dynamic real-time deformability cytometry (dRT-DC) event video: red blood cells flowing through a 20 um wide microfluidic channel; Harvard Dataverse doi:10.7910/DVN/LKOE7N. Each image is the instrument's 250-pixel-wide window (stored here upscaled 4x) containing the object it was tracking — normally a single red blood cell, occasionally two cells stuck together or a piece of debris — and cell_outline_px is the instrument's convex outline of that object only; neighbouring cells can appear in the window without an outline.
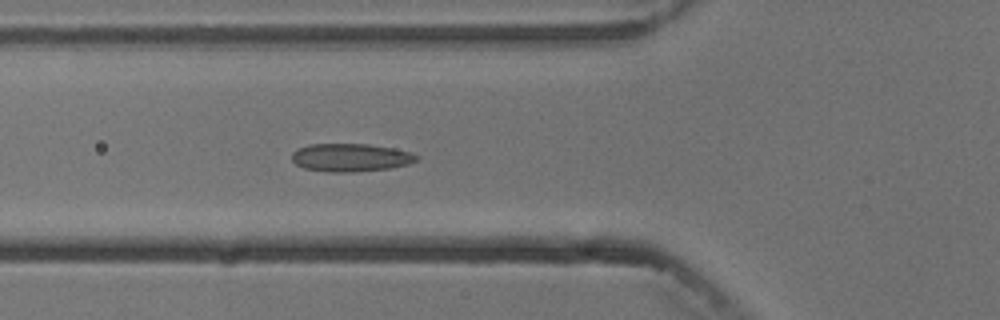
{"species": "common noctule bat (a hibernating species)", "species_latin": "Nyctalus noctula", "temperature_condition": "cold", "stored_images_in_passage": 5, "camera_frame_rate_fps": 3000, "um_per_image_px": 0.085, "animal": {"sex": "male", "body_mass_g": 13.3}, "frame": {"image": 1, "passage_image": 5, "time_ms": 4.667, "image_size_px": [1000, 320], "cell_outline_px": [[420, 156], [416, 160], [408, 164], [392, 168], [352, 172], [328, 172], [304, 168], [296, 164], [292, 160], [292, 152], [296, 148], [308, 144], [368, 144], [392, 148], [412, 152]], "centroid_in_image_um": [29.79, 13.39], "position_along_channel_um": 96.0, "area_um2": 20.52}}